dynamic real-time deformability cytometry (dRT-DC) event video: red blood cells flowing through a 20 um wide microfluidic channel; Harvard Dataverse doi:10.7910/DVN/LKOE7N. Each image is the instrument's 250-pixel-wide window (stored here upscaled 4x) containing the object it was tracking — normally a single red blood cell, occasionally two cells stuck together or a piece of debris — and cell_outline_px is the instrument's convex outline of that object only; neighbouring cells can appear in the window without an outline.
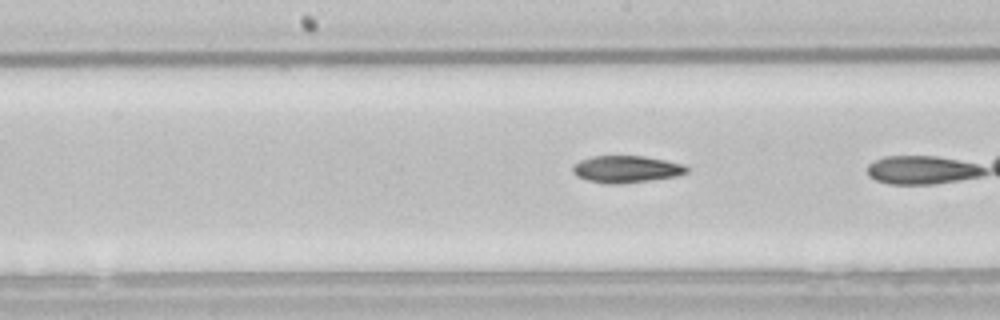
{"species": "common noctule bat (a hibernating species)", "species_latin": "Nyctalus noctula", "temperature_condition": "room temperature", "stored_images_in_passage": 27, "camera_frame_rate_fps": 3000, "um_per_image_px": 0.085, "animal": {"sex": "male", "body_mass_g": 21.5, "forearm_length_mm": 52.0}, "frame": {"image": 1, "passage_image": 16, "time_ms": 5.0, "image_size_px": [1000, 320], "cell_outline_px": [[688, 172], [676, 176], [648, 180], [608, 184], [588, 180], [576, 176], [572, 172], [572, 164], [580, 160], [592, 156], [644, 156], [684, 164], [688, 168]], "centroid_in_image_um": [53.2, 14.36], "position_along_channel_um": 195.0, "area_um2": 17.74}}